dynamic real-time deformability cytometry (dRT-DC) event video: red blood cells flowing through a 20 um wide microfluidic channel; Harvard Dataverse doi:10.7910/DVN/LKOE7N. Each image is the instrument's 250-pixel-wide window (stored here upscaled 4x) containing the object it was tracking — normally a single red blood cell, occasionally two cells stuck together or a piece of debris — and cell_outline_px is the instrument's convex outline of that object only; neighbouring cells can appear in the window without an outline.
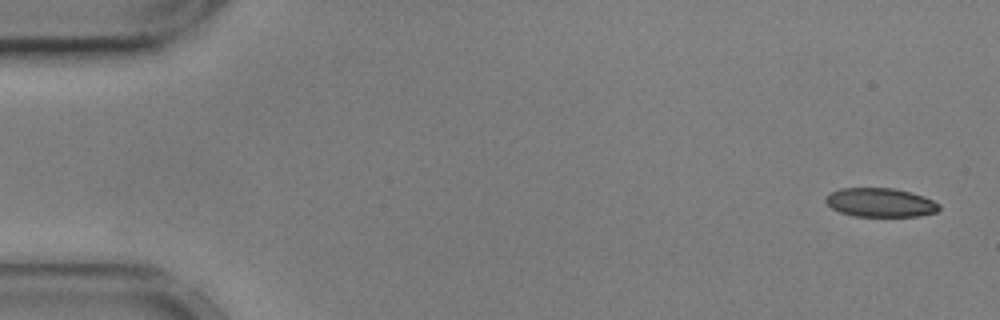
{"species": "common noctule bat (a hibernating species)", "species_latin": "Nyctalus noctula", "temperature_condition": "cold", "stored_images_in_passage": 55, "camera_frame_rate_fps": 3000, "um_per_image_px": 0.085, "animal": {"sex": "male", "body_mass_g": 17.9, "forearm_length_mm": 54.2}, "frame": {"image": 1, "passage_image": 1, "time_ms": 0.0, "image_size_px": [1000, 320], "cell_outline_px": [[940, 208], [936, 212], [920, 216], [856, 216], [840, 212], [832, 208], [824, 200], [832, 192], [840, 188], [892, 188], [912, 192], [924, 196], [940, 204]], "centroid_in_image_um": [74.86, 17.21], "position_along_channel_um": 10.1, "area_um2": 19.02}}
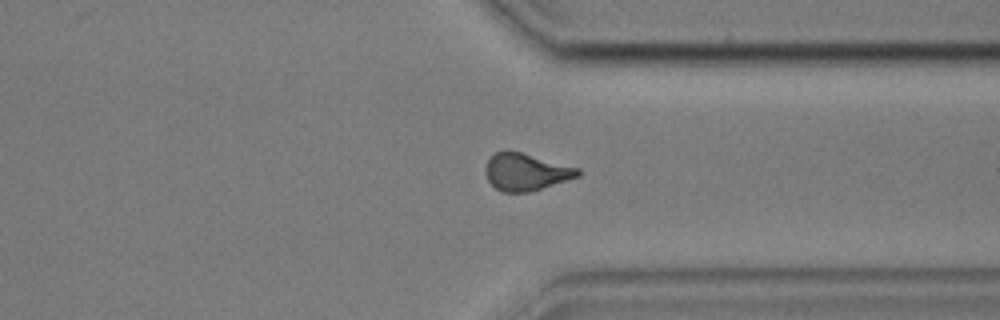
{"frame": {"image": 2, "passage_image": 41, "time_ms": 13.333, "image_size_px": [1000, 320], "cell_outline_px": [[580, 176], [528, 192], [500, 192], [488, 180], [484, 172], [484, 168], [488, 160], [496, 152], [504, 148], [520, 152], [580, 168]], "centroid_in_image_um": [44.67, 14.6], "position_along_channel_um": 366.7, "area_um2": 20.06}}
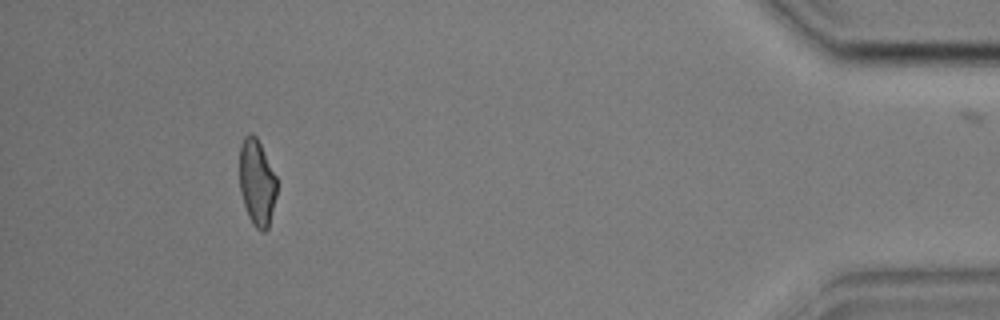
{"frame": {"image": 3, "passage_image": 50, "time_ms": 16.333, "image_size_px": [1000, 320], "cell_outline_px": [[276, 196], [268, 228], [264, 232], [260, 232], [252, 224], [248, 216], [240, 192], [240, 144], [244, 136], [248, 132], [252, 132], [256, 136], [276, 176]], "centroid_in_image_um": [21.82, 15.51], "position_along_channel_um": 413.4, "area_um2": 18.79}, "authors_computed_cell_mechanics": {"area_um2": 20.0566, "velocity_mm_per_s": 3.6025, "shape_relaxation_time_tau1_ms": 8.8619, "shape_relaxation_time_tau2_ms": 2.3176, "deformation_change_tau1": 0.1747, "deformation_change_tau2": 0.0765}}